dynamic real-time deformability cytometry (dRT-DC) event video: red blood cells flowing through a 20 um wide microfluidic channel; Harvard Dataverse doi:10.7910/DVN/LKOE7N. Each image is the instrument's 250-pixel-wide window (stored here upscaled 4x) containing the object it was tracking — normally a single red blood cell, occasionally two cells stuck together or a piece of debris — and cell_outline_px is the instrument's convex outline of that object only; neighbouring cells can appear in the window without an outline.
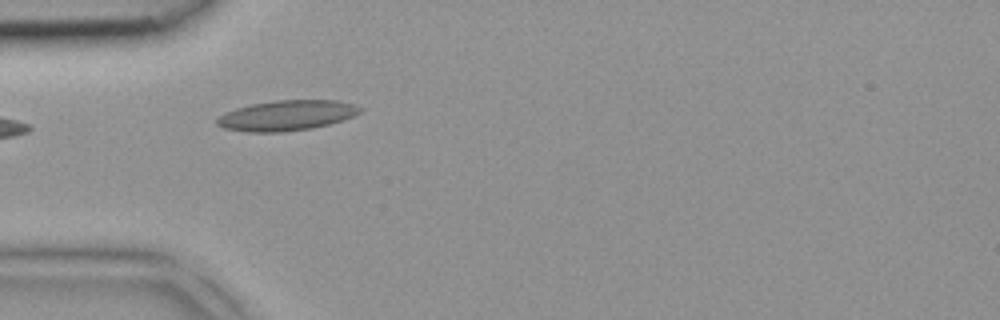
{"species": "common noctule bat (a hibernating species)", "species_latin": "Nyctalus noctula", "temperature_condition": "room temperature", "stored_images_in_passage": 2, "camera_frame_rate_fps": 3000, "um_per_image_px": 0.085, "animal": {"sex": "female", "body_mass_g": 18.4}, "frame": {"image": 1, "passage_image": 1, "time_ms": 0.0, "image_size_px": [1000, 320], "cell_outline_px": [[364, 108], [360, 112], [344, 120], [312, 128], [280, 132], [248, 132], [224, 128], [216, 124], [216, 120], [220, 116], [236, 108], [252, 104], [276, 100], [336, 100], [352, 104]], "centroid_in_image_um": [24.38, 9.81], "position_along_channel_um": 60.6, "area_um2": 25.03}}